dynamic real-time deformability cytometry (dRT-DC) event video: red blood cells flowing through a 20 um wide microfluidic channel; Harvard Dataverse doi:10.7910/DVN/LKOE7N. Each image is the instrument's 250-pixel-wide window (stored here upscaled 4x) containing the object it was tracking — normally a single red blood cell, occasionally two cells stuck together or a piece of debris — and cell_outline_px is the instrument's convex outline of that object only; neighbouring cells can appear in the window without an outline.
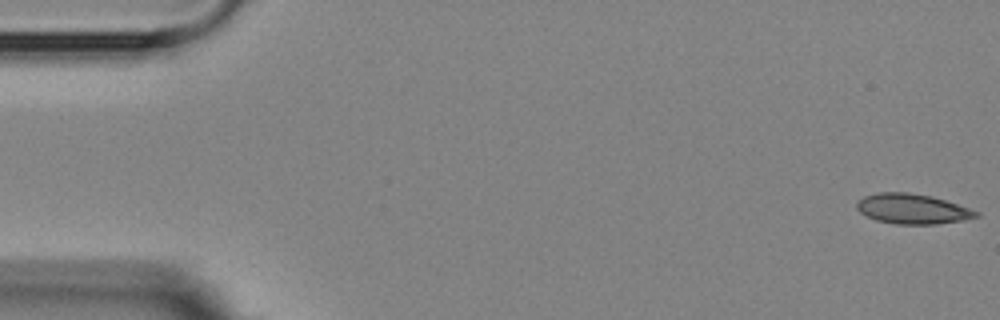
{"species": "Egyptian fruit bat (a non-hibernating species)", "species_latin": "Rousettus aegyptiacus", "temperature_condition": "room temperature", "stored_images_in_passage": 6, "camera_frame_rate_fps": 3000, "um_per_image_px": 0.085, "animal": {"sex": "female"}, "frame": {"image": 1, "passage_image": 1, "time_ms": 0.0, "image_size_px": [1000, 320], "cell_outline_px": [[980, 216], [964, 220], [936, 224], [896, 224], [876, 220], [860, 212], [856, 208], [856, 204], [864, 196], [880, 192], [908, 192], [932, 196], [980, 212]], "centroid_in_image_um": [77.56, 17.75], "position_along_channel_um": 7.4, "area_um2": 20.75}}
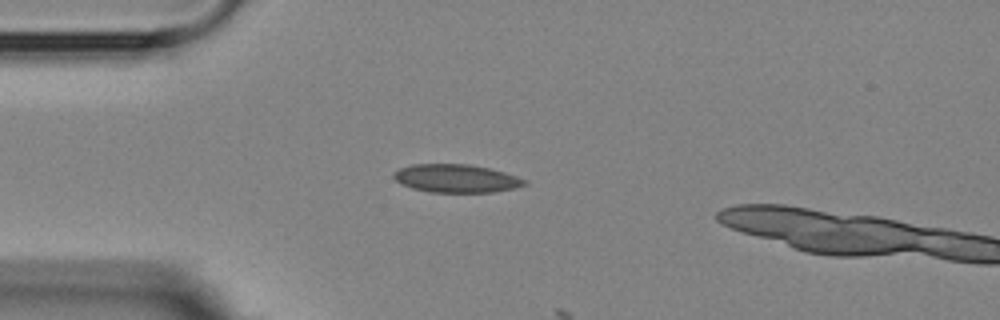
{"frame": {"image": 2, "passage_image": 4, "time_ms": 4.333, "image_size_px": [1000, 320], "cell_outline_px": [[528, 184], [516, 188], [496, 192], [428, 192], [412, 188], [400, 184], [392, 176], [392, 172], [400, 168], [412, 164], [468, 164], [488, 168], [504, 172], [528, 180]], "centroid_in_image_um": [38.78, 15.17], "position_along_channel_um": 46.2, "area_um2": 21.68}}